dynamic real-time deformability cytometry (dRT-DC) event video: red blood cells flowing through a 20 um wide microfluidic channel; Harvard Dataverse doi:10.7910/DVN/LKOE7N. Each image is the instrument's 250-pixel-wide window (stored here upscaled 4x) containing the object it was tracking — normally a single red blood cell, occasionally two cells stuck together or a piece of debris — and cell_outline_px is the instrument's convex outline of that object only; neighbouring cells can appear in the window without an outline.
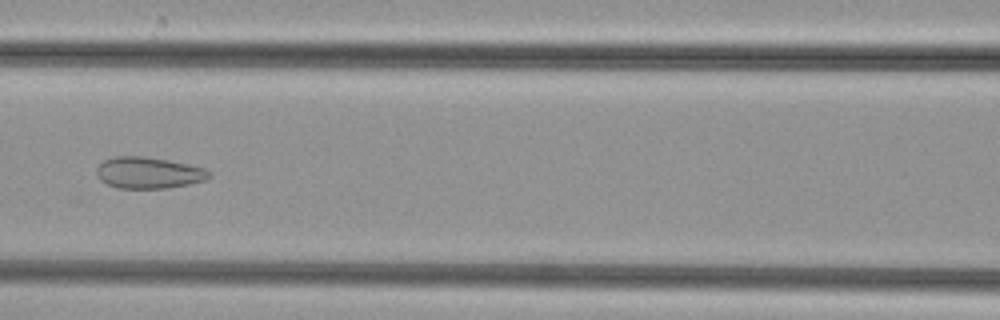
{"species": "common noctule bat (a hibernating species)", "species_latin": "Nyctalus noctula", "temperature_condition": "cold", "stored_images_in_passage": 42, "camera_frame_rate_fps": 3000, "um_per_image_px": 0.085, "animal": {"sex": "female", "body_mass_g": 29.2, "forearm_length_mm": 56.3}, "frame": {"image": 1, "passage_image": 21, "time_ms": 6.667, "image_size_px": [1000, 320], "cell_outline_px": [[212, 176], [204, 180], [188, 184], [168, 188], [116, 188], [100, 180], [96, 176], [96, 168], [104, 160], [112, 156], [144, 156], [168, 160], [188, 164], [204, 168], [212, 172]], "centroid_in_image_um": [12.61, 14.68], "position_along_channel_um": 154.0, "area_um2": 20.75}}
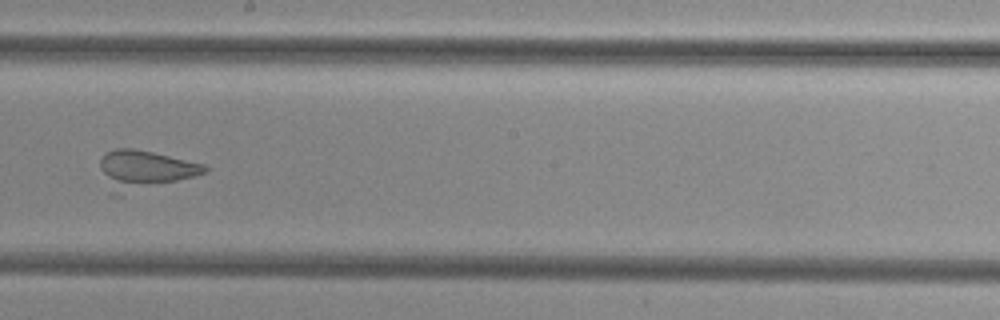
{"frame": {"image": 2, "passage_image": 27, "time_ms": 8.667, "image_size_px": [1000, 320], "cell_outline_px": [[208, 172], [120, 196], [108, 196], [100, 168], [100, 156], [104, 152], [116, 148], [132, 148], [152, 152], [204, 164], [208, 168]], "centroid_in_image_um": [12.16, 14.47], "position_along_channel_um": 236.0, "area_um2": 24.1}}
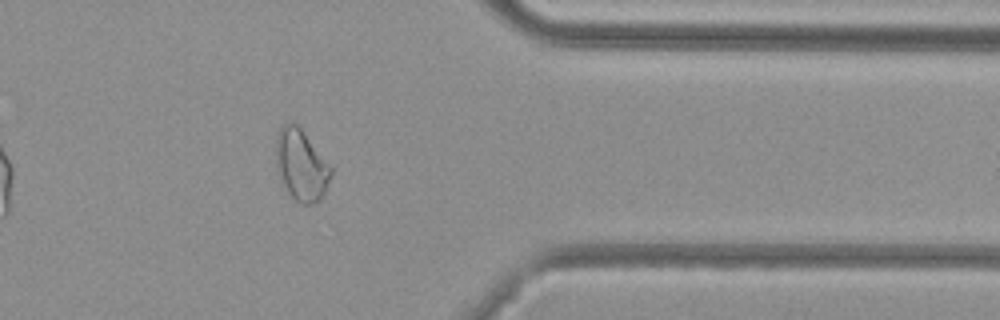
{"frame": {"image": 3, "passage_image": 39, "time_ms": 12.667, "image_size_px": [1000, 320], "cell_outline_px": [[332, 172], [324, 192], [320, 200], [316, 204], [300, 204], [288, 192], [276, 168], [276, 132], [288, 120], [296, 124], [304, 132], [332, 168]], "centroid_in_image_um": [25.58, 14.01], "position_along_channel_um": 385.8, "area_um2": 22.66}}